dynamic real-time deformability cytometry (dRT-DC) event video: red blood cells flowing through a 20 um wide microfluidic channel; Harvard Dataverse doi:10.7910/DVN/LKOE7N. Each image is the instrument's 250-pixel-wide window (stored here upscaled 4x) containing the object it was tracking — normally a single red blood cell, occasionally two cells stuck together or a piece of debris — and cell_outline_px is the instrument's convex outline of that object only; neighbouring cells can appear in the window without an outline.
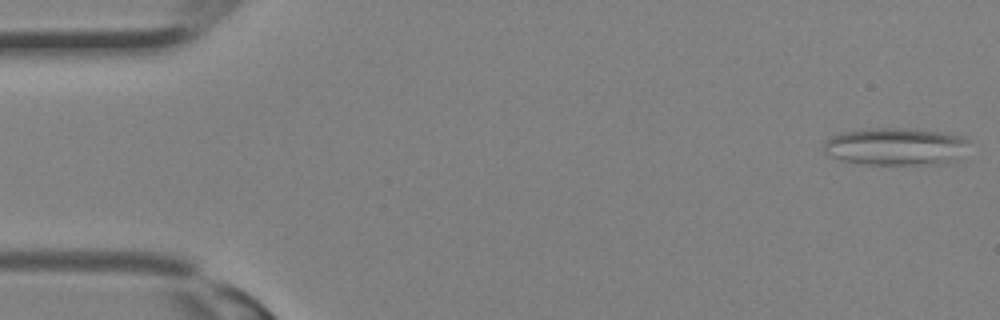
{"species": "Egyptian fruit bat (a non-hibernating species)", "species_latin": "Rousettus aegyptiacus", "temperature_condition": "room temperature", "stored_images_in_passage": 32, "camera_frame_rate_fps": 3000, "um_per_image_px": 0.085, "animal": {"sex": "female"}, "frame": {"image": 1, "passage_image": 1, "time_ms": 0.0, "image_size_px": [1000, 320], "cell_outline_px": [[968, 140], [956, 160], [944, 164], [856, 164], [840, 160], [828, 156], [824, 152], [824, 144], [832, 136], [840, 132], [864, 128], [904, 128], [940, 132], [964, 136]], "centroid_in_image_um": [76.06, 12.46], "position_along_channel_um": 8.9, "area_um2": 31.79}}
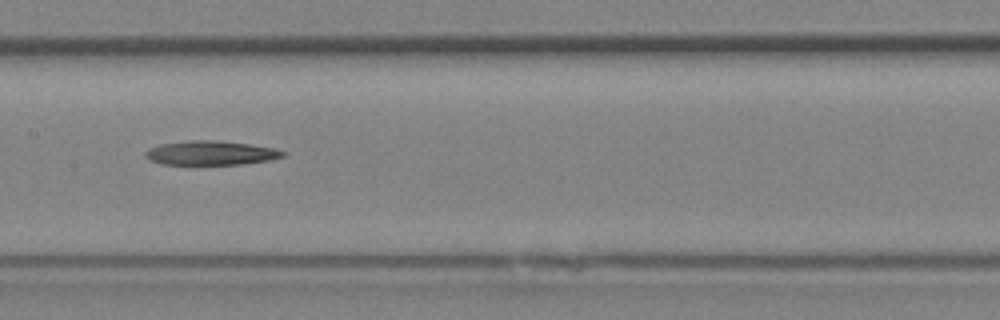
{"frame": {"image": 2, "passage_image": 16, "time_ms": 5.0, "image_size_px": [1000, 320], "cell_outline_px": [[288, 152], [284, 156], [268, 160], [240, 164], [160, 164], [148, 160], [144, 156], [144, 152], [148, 148], [160, 144], [192, 140], [216, 140], [248, 144], [276, 148]], "centroid_in_image_um": [17.89, 13.0], "position_along_channel_um": 189.5, "area_um2": 19.42}}
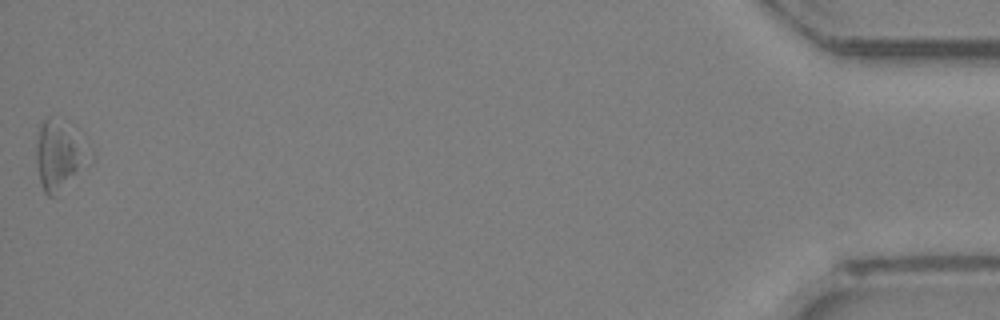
{"frame": {"image": 3, "passage_image": 32, "time_ms": 10.333, "image_size_px": [1000, 320], "cell_outline_px": [[96, 160], [92, 164], [52, 196], [48, 196], [44, 192], [40, 184], [36, 160], [36, 144], [40, 124], [48, 116], [92, 156]], "centroid_in_image_um": [4.98, 13.39], "position_along_channel_um": 430.2, "area_um2": 19.77}}